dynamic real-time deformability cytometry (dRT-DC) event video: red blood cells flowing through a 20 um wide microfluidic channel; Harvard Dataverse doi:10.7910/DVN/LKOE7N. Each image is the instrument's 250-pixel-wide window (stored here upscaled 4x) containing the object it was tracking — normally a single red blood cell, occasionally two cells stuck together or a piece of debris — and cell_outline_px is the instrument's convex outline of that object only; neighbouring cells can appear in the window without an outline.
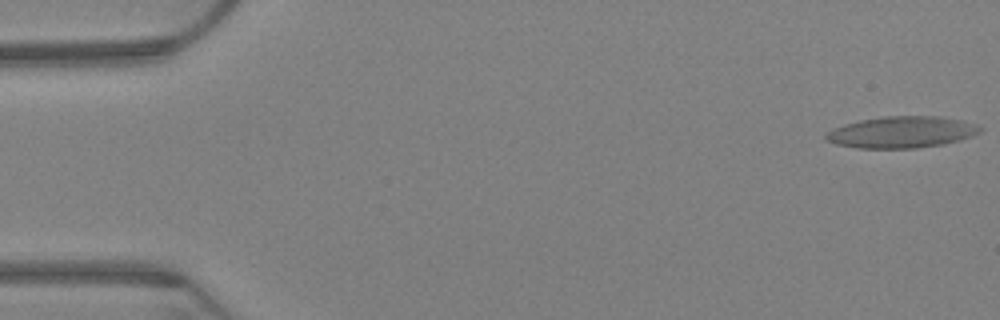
{"species": "Egyptian fruit bat (a non-hibernating species)", "species_latin": "Rousettus aegyptiacus", "temperature_condition": "warm", "stored_images_in_passage": 63, "camera_frame_rate_fps": 3000, "um_per_image_px": 0.085, "animal": {"sex": "female"}, "frame": {"image": 1, "passage_image": 1, "time_ms": 0.0, "image_size_px": [1000, 320], "cell_outline_px": [[984, 128], [980, 132], [972, 136], [960, 140], [944, 144], [916, 148], [860, 148], [836, 144], [828, 140], [824, 136], [828, 132], [844, 124], [860, 120], [884, 116], [936, 116], [960, 120], [976, 124]], "centroid_in_image_um": [76.69, 11.23], "position_along_channel_um": 8.3, "area_um2": 28.15}}
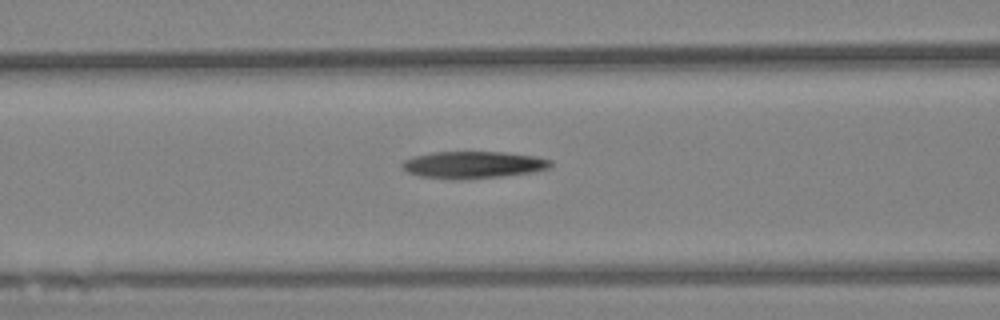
{"frame": {"image": 2, "passage_image": 27, "time_ms": 8.667, "image_size_px": [1000, 320], "cell_outline_px": [[552, 164], [548, 168], [532, 172], [504, 176], [460, 180], [420, 176], [408, 172], [400, 164], [404, 160], [412, 156], [432, 152], [504, 152], [536, 156], [552, 160]], "centroid_in_image_um": [40.22, 14.0], "position_along_channel_um": 126.4, "area_um2": 23.47}}
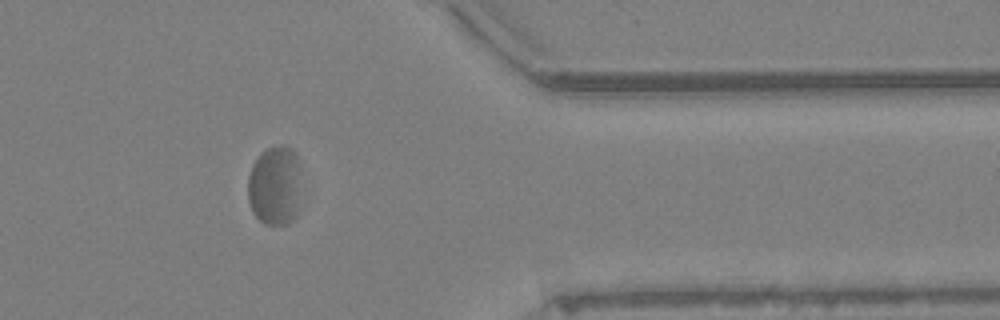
{"frame": {"image": 3, "passage_image": 54, "time_ms": 17.667, "image_size_px": [1000, 320], "cell_outline_px": [[296, 216], [288, 224], [264, 224], [252, 212], [248, 200], [248, 176], [252, 164], [260, 152], [268, 148], [280, 144], [284, 144], [292, 148], [296, 156]], "centroid_in_image_um": [23.26, 15.77], "position_along_channel_um": 388.1, "area_um2": 24.04}}